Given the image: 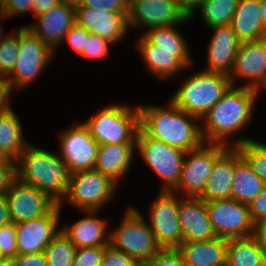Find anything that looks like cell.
<instances>
[{"label": "cell", "mask_w": 266, "mask_h": 266, "mask_svg": "<svg viewBox=\"0 0 266 266\" xmlns=\"http://www.w3.org/2000/svg\"><path fill=\"white\" fill-rule=\"evenodd\" d=\"M138 107L140 129L152 139L184 152L197 149L204 143L200 119L186 113L171 101L167 108L154 105Z\"/></svg>", "instance_id": "cell-1"}, {"label": "cell", "mask_w": 266, "mask_h": 266, "mask_svg": "<svg viewBox=\"0 0 266 266\" xmlns=\"http://www.w3.org/2000/svg\"><path fill=\"white\" fill-rule=\"evenodd\" d=\"M260 92L239 86H231L222 98L200 120L201 134L205 143L231 146L230 136L239 133L251 120ZM229 143V144H228Z\"/></svg>", "instance_id": "cell-2"}, {"label": "cell", "mask_w": 266, "mask_h": 266, "mask_svg": "<svg viewBox=\"0 0 266 266\" xmlns=\"http://www.w3.org/2000/svg\"><path fill=\"white\" fill-rule=\"evenodd\" d=\"M17 179L46 192L58 204L66 196L70 172L59 153L29 144L15 159Z\"/></svg>", "instance_id": "cell-3"}, {"label": "cell", "mask_w": 266, "mask_h": 266, "mask_svg": "<svg viewBox=\"0 0 266 266\" xmlns=\"http://www.w3.org/2000/svg\"><path fill=\"white\" fill-rule=\"evenodd\" d=\"M231 86L228 75L201 70L186 79L170 101L201 120Z\"/></svg>", "instance_id": "cell-4"}, {"label": "cell", "mask_w": 266, "mask_h": 266, "mask_svg": "<svg viewBox=\"0 0 266 266\" xmlns=\"http://www.w3.org/2000/svg\"><path fill=\"white\" fill-rule=\"evenodd\" d=\"M83 123L98 144H136L140 129L139 107L109 105Z\"/></svg>", "instance_id": "cell-5"}, {"label": "cell", "mask_w": 266, "mask_h": 266, "mask_svg": "<svg viewBox=\"0 0 266 266\" xmlns=\"http://www.w3.org/2000/svg\"><path fill=\"white\" fill-rule=\"evenodd\" d=\"M109 233V244L131 256L141 266L162 250L147 220L133 206L127 208L121 223Z\"/></svg>", "instance_id": "cell-6"}, {"label": "cell", "mask_w": 266, "mask_h": 266, "mask_svg": "<svg viewBox=\"0 0 266 266\" xmlns=\"http://www.w3.org/2000/svg\"><path fill=\"white\" fill-rule=\"evenodd\" d=\"M228 147L224 144L204 142L199 148L185 152L181 177L172 192H177L176 194L182 197L199 198L206 188L216 159Z\"/></svg>", "instance_id": "cell-7"}, {"label": "cell", "mask_w": 266, "mask_h": 266, "mask_svg": "<svg viewBox=\"0 0 266 266\" xmlns=\"http://www.w3.org/2000/svg\"><path fill=\"white\" fill-rule=\"evenodd\" d=\"M136 150L143 161L163 180L161 191H172L179 183L185 152L147 136L141 129Z\"/></svg>", "instance_id": "cell-8"}, {"label": "cell", "mask_w": 266, "mask_h": 266, "mask_svg": "<svg viewBox=\"0 0 266 266\" xmlns=\"http://www.w3.org/2000/svg\"><path fill=\"white\" fill-rule=\"evenodd\" d=\"M117 184L109 177L96 170L79 171L70 174L66 196L63 200L81 208L83 211H99L104 204L114 197Z\"/></svg>", "instance_id": "cell-9"}, {"label": "cell", "mask_w": 266, "mask_h": 266, "mask_svg": "<svg viewBox=\"0 0 266 266\" xmlns=\"http://www.w3.org/2000/svg\"><path fill=\"white\" fill-rule=\"evenodd\" d=\"M54 53L55 51L36 37L25 25L21 26L17 61L12 73L7 77L13 90L16 88L19 91L30 86L31 82H34L46 68Z\"/></svg>", "instance_id": "cell-10"}, {"label": "cell", "mask_w": 266, "mask_h": 266, "mask_svg": "<svg viewBox=\"0 0 266 266\" xmlns=\"http://www.w3.org/2000/svg\"><path fill=\"white\" fill-rule=\"evenodd\" d=\"M217 237L232 239L252 236L253 221L248 205L235 199L205 201Z\"/></svg>", "instance_id": "cell-11"}, {"label": "cell", "mask_w": 266, "mask_h": 266, "mask_svg": "<svg viewBox=\"0 0 266 266\" xmlns=\"http://www.w3.org/2000/svg\"><path fill=\"white\" fill-rule=\"evenodd\" d=\"M149 212L150 222L148 225L162 249H177L183 243L178 218V194L172 191H160Z\"/></svg>", "instance_id": "cell-12"}, {"label": "cell", "mask_w": 266, "mask_h": 266, "mask_svg": "<svg viewBox=\"0 0 266 266\" xmlns=\"http://www.w3.org/2000/svg\"><path fill=\"white\" fill-rule=\"evenodd\" d=\"M60 158L70 174L93 170L96 164L99 144L90 135L84 123H75L60 132Z\"/></svg>", "instance_id": "cell-13"}, {"label": "cell", "mask_w": 266, "mask_h": 266, "mask_svg": "<svg viewBox=\"0 0 266 266\" xmlns=\"http://www.w3.org/2000/svg\"><path fill=\"white\" fill-rule=\"evenodd\" d=\"M5 194L15 224L44 216L58 204L46 192L18 179Z\"/></svg>", "instance_id": "cell-14"}, {"label": "cell", "mask_w": 266, "mask_h": 266, "mask_svg": "<svg viewBox=\"0 0 266 266\" xmlns=\"http://www.w3.org/2000/svg\"><path fill=\"white\" fill-rule=\"evenodd\" d=\"M239 77L248 80L243 87L259 92L266 88V38L240 44L228 75L232 86H236L235 80Z\"/></svg>", "instance_id": "cell-15"}, {"label": "cell", "mask_w": 266, "mask_h": 266, "mask_svg": "<svg viewBox=\"0 0 266 266\" xmlns=\"http://www.w3.org/2000/svg\"><path fill=\"white\" fill-rule=\"evenodd\" d=\"M61 210L57 204L44 216L16 224L17 255L44 252L46 246L61 231L58 227Z\"/></svg>", "instance_id": "cell-16"}, {"label": "cell", "mask_w": 266, "mask_h": 266, "mask_svg": "<svg viewBox=\"0 0 266 266\" xmlns=\"http://www.w3.org/2000/svg\"><path fill=\"white\" fill-rule=\"evenodd\" d=\"M189 20L175 0H138L129 5L128 26L139 24L148 30L177 26Z\"/></svg>", "instance_id": "cell-17"}, {"label": "cell", "mask_w": 266, "mask_h": 266, "mask_svg": "<svg viewBox=\"0 0 266 266\" xmlns=\"http://www.w3.org/2000/svg\"><path fill=\"white\" fill-rule=\"evenodd\" d=\"M76 23L89 33L97 34L111 43L121 41L129 29L128 14L75 6Z\"/></svg>", "instance_id": "cell-18"}, {"label": "cell", "mask_w": 266, "mask_h": 266, "mask_svg": "<svg viewBox=\"0 0 266 266\" xmlns=\"http://www.w3.org/2000/svg\"><path fill=\"white\" fill-rule=\"evenodd\" d=\"M35 18L38 19V23L25 27L55 51L57 45L63 43L64 36L76 23L75 5L62 2Z\"/></svg>", "instance_id": "cell-19"}, {"label": "cell", "mask_w": 266, "mask_h": 266, "mask_svg": "<svg viewBox=\"0 0 266 266\" xmlns=\"http://www.w3.org/2000/svg\"><path fill=\"white\" fill-rule=\"evenodd\" d=\"M178 218L183 242L203 241L217 237L209 219L205 201L200 198L180 196Z\"/></svg>", "instance_id": "cell-20"}, {"label": "cell", "mask_w": 266, "mask_h": 266, "mask_svg": "<svg viewBox=\"0 0 266 266\" xmlns=\"http://www.w3.org/2000/svg\"><path fill=\"white\" fill-rule=\"evenodd\" d=\"M210 28L214 35L207 47L208 68L204 70L229 75L241 42L231 24L216 25Z\"/></svg>", "instance_id": "cell-21"}, {"label": "cell", "mask_w": 266, "mask_h": 266, "mask_svg": "<svg viewBox=\"0 0 266 266\" xmlns=\"http://www.w3.org/2000/svg\"><path fill=\"white\" fill-rule=\"evenodd\" d=\"M86 217L74 222L71 226H63L62 232L77 248L106 247L109 245L110 231L108 222L96 216V210L84 211ZM108 232V233H107Z\"/></svg>", "instance_id": "cell-22"}, {"label": "cell", "mask_w": 266, "mask_h": 266, "mask_svg": "<svg viewBox=\"0 0 266 266\" xmlns=\"http://www.w3.org/2000/svg\"><path fill=\"white\" fill-rule=\"evenodd\" d=\"M228 239L214 237L203 241L183 242L177 250L186 266H226Z\"/></svg>", "instance_id": "cell-23"}, {"label": "cell", "mask_w": 266, "mask_h": 266, "mask_svg": "<svg viewBox=\"0 0 266 266\" xmlns=\"http://www.w3.org/2000/svg\"><path fill=\"white\" fill-rule=\"evenodd\" d=\"M135 150L136 144H99L94 170L119 185V181L125 177L131 167Z\"/></svg>", "instance_id": "cell-24"}, {"label": "cell", "mask_w": 266, "mask_h": 266, "mask_svg": "<svg viewBox=\"0 0 266 266\" xmlns=\"http://www.w3.org/2000/svg\"><path fill=\"white\" fill-rule=\"evenodd\" d=\"M235 170V146H229L217 159L203 194L204 201L232 198V181Z\"/></svg>", "instance_id": "cell-25"}, {"label": "cell", "mask_w": 266, "mask_h": 266, "mask_svg": "<svg viewBox=\"0 0 266 266\" xmlns=\"http://www.w3.org/2000/svg\"><path fill=\"white\" fill-rule=\"evenodd\" d=\"M231 26L241 43L266 38L261 19V0H238Z\"/></svg>", "instance_id": "cell-26"}, {"label": "cell", "mask_w": 266, "mask_h": 266, "mask_svg": "<svg viewBox=\"0 0 266 266\" xmlns=\"http://www.w3.org/2000/svg\"><path fill=\"white\" fill-rule=\"evenodd\" d=\"M137 48L141 53L143 62L148 70L157 78L166 80L180 70L188 68L177 56L175 51H166L152 44L144 35H141L137 41Z\"/></svg>", "instance_id": "cell-27"}, {"label": "cell", "mask_w": 266, "mask_h": 266, "mask_svg": "<svg viewBox=\"0 0 266 266\" xmlns=\"http://www.w3.org/2000/svg\"><path fill=\"white\" fill-rule=\"evenodd\" d=\"M266 184L251 170L235 147V170L232 181V199L249 204L264 189Z\"/></svg>", "instance_id": "cell-28"}, {"label": "cell", "mask_w": 266, "mask_h": 266, "mask_svg": "<svg viewBox=\"0 0 266 266\" xmlns=\"http://www.w3.org/2000/svg\"><path fill=\"white\" fill-rule=\"evenodd\" d=\"M226 266H266V250L252 236L228 239Z\"/></svg>", "instance_id": "cell-29"}, {"label": "cell", "mask_w": 266, "mask_h": 266, "mask_svg": "<svg viewBox=\"0 0 266 266\" xmlns=\"http://www.w3.org/2000/svg\"><path fill=\"white\" fill-rule=\"evenodd\" d=\"M177 26H161L148 29L144 32V36L154 45L160 47L162 50L175 51L177 56L187 67H191L192 57L190 56V49L183 38L180 31L176 30Z\"/></svg>", "instance_id": "cell-30"}, {"label": "cell", "mask_w": 266, "mask_h": 266, "mask_svg": "<svg viewBox=\"0 0 266 266\" xmlns=\"http://www.w3.org/2000/svg\"><path fill=\"white\" fill-rule=\"evenodd\" d=\"M21 122L13 109L0 113V146L16 159L29 145L23 139Z\"/></svg>", "instance_id": "cell-31"}, {"label": "cell", "mask_w": 266, "mask_h": 266, "mask_svg": "<svg viewBox=\"0 0 266 266\" xmlns=\"http://www.w3.org/2000/svg\"><path fill=\"white\" fill-rule=\"evenodd\" d=\"M251 170L266 184V144L247 137L232 141Z\"/></svg>", "instance_id": "cell-32"}, {"label": "cell", "mask_w": 266, "mask_h": 266, "mask_svg": "<svg viewBox=\"0 0 266 266\" xmlns=\"http://www.w3.org/2000/svg\"><path fill=\"white\" fill-rule=\"evenodd\" d=\"M238 0H203L197 7L201 9L204 23L210 28L231 24Z\"/></svg>", "instance_id": "cell-33"}, {"label": "cell", "mask_w": 266, "mask_h": 266, "mask_svg": "<svg viewBox=\"0 0 266 266\" xmlns=\"http://www.w3.org/2000/svg\"><path fill=\"white\" fill-rule=\"evenodd\" d=\"M76 250L61 230L44 249L47 266H73Z\"/></svg>", "instance_id": "cell-34"}, {"label": "cell", "mask_w": 266, "mask_h": 266, "mask_svg": "<svg viewBox=\"0 0 266 266\" xmlns=\"http://www.w3.org/2000/svg\"><path fill=\"white\" fill-rule=\"evenodd\" d=\"M19 53V30H14L0 44V76L8 77Z\"/></svg>", "instance_id": "cell-35"}, {"label": "cell", "mask_w": 266, "mask_h": 266, "mask_svg": "<svg viewBox=\"0 0 266 266\" xmlns=\"http://www.w3.org/2000/svg\"><path fill=\"white\" fill-rule=\"evenodd\" d=\"M37 9V0H4L0 4V20L12 18L18 14L34 12Z\"/></svg>", "instance_id": "cell-36"}, {"label": "cell", "mask_w": 266, "mask_h": 266, "mask_svg": "<svg viewBox=\"0 0 266 266\" xmlns=\"http://www.w3.org/2000/svg\"><path fill=\"white\" fill-rule=\"evenodd\" d=\"M0 251L8 259L17 255L16 224L12 221L0 227Z\"/></svg>", "instance_id": "cell-37"}, {"label": "cell", "mask_w": 266, "mask_h": 266, "mask_svg": "<svg viewBox=\"0 0 266 266\" xmlns=\"http://www.w3.org/2000/svg\"><path fill=\"white\" fill-rule=\"evenodd\" d=\"M109 45H113V43L97 34L90 33L86 49L80 55L90 59L105 58L110 52Z\"/></svg>", "instance_id": "cell-38"}, {"label": "cell", "mask_w": 266, "mask_h": 266, "mask_svg": "<svg viewBox=\"0 0 266 266\" xmlns=\"http://www.w3.org/2000/svg\"><path fill=\"white\" fill-rule=\"evenodd\" d=\"M105 247L77 248L73 266H101Z\"/></svg>", "instance_id": "cell-39"}, {"label": "cell", "mask_w": 266, "mask_h": 266, "mask_svg": "<svg viewBox=\"0 0 266 266\" xmlns=\"http://www.w3.org/2000/svg\"><path fill=\"white\" fill-rule=\"evenodd\" d=\"M101 266H141L131 256L113 248L110 244L105 247Z\"/></svg>", "instance_id": "cell-40"}, {"label": "cell", "mask_w": 266, "mask_h": 266, "mask_svg": "<svg viewBox=\"0 0 266 266\" xmlns=\"http://www.w3.org/2000/svg\"><path fill=\"white\" fill-rule=\"evenodd\" d=\"M75 6H88L94 9L113 11L122 14L129 13L126 0H80Z\"/></svg>", "instance_id": "cell-41"}, {"label": "cell", "mask_w": 266, "mask_h": 266, "mask_svg": "<svg viewBox=\"0 0 266 266\" xmlns=\"http://www.w3.org/2000/svg\"><path fill=\"white\" fill-rule=\"evenodd\" d=\"M144 266H186L177 249H162Z\"/></svg>", "instance_id": "cell-42"}, {"label": "cell", "mask_w": 266, "mask_h": 266, "mask_svg": "<svg viewBox=\"0 0 266 266\" xmlns=\"http://www.w3.org/2000/svg\"><path fill=\"white\" fill-rule=\"evenodd\" d=\"M90 33L80 26L79 24L75 23L64 36L63 41L66 39L69 46L72 47L79 55L86 49L87 39H89Z\"/></svg>", "instance_id": "cell-43"}, {"label": "cell", "mask_w": 266, "mask_h": 266, "mask_svg": "<svg viewBox=\"0 0 266 266\" xmlns=\"http://www.w3.org/2000/svg\"><path fill=\"white\" fill-rule=\"evenodd\" d=\"M15 162L7 161L0 163V194L6 193L17 180V164Z\"/></svg>", "instance_id": "cell-44"}, {"label": "cell", "mask_w": 266, "mask_h": 266, "mask_svg": "<svg viewBox=\"0 0 266 266\" xmlns=\"http://www.w3.org/2000/svg\"><path fill=\"white\" fill-rule=\"evenodd\" d=\"M248 210L253 223L266 218V186L249 204Z\"/></svg>", "instance_id": "cell-45"}, {"label": "cell", "mask_w": 266, "mask_h": 266, "mask_svg": "<svg viewBox=\"0 0 266 266\" xmlns=\"http://www.w3.org/2000/svg\"><path fill=\"white\" fill-rule=\"evenodd\" d=\"M11 261L13 266H47L44 252L16 255Z\"/></svg>", "instance_id": "cell-46"}, {"label": "cell", "mask_w": 266, "mask_h": 266, "mask_svg": "<svg viewBox=\"0 0 266 266\" xmlns=\"http://www.w3.org/2000/svg\"><path fill=\"white\" fill-rule=\"evenodd\" d=\"M12 89V85L7 80V77L0 76V113L11 109V104L9 102L11 101Z\"/></svg>", "instance_id": "cell-47"}, {"label": "cell", "mask_w": 266, "mask_h": 266, "mask_svg": "<svg viewBox=\"0 0 266 266\" xmlns=\"http://www.w3.org/2000/svg\"><path fill=\"white\" fill-rule=\"evenodd\" d=\"M252 237L266 250V218L254 223Z\"/></svg>", "instance_id": "cell-48"}, {"label": "cell", "mask_w": 266, "mask_h": 266, "mask_svg": "<svg viewBox=\"0 0 266 266\" xmlns=\"http://www.w3.org/2000/svg\"><path fill=\"white\" fill-rule=\"evenodd\" d=\"M178 4L179 7L187 14L189 19H193L195 16L194 12L195 9H197L198 5L203 1V0H175Z\"/></svg>", "instance_id": "cell-49"}, {"label": "cell", "mask_w": 266, "mask_h": 266, "mask_svg": "<svg viewBox=\"0 0 266 266\" xmlns=\"http://www.w3.org/2000/svg\"><path fill=\"white\" fill-rule=\"evenodd\" d=\"M61 0H37V9L32 13L35 16L48 12L58 6Z\"/></svg>", "instance_id": "cell-50"}, {"label": "cell", "mask_w": 266, "mask_h": 266, "mask_svg": "<svg viewBox=\"0 0 266 266\" xmlns=\"http://www.w3.org/2000/svg\"><path fill=\"white\" fill-rule=\"evenodd\" d=\"M11 222L6 194H0V227Z\"/></svg>", "instance_id": "cell-51"}, {"label": "cell", "mask_w": 266, "mask_h": 266, "mask_svg": "<svg viewBox=\"0 0 266 266\" xmlns=\"http://www.w3.org/2000/svg\"><path fill=\"white\" fill-rule=\"evenodd\" d=\"M261 19L263 28L266 32V0H261Z\"/></svg>", "instance_id": "cell-52"}, {"label": "cell", "mask_w": 266, "mask_h": 266, "mask_svg": "<svg viewBox=\"0 0 266 266\" xmlns=\"http://www.w3.org/2000/svg\"><path fill=\"white\" fill-rule=\"evenodd\" d=\"M7 161H15V159H12L0 146V163Z\"/></svg>", "instance_id": "cell-53"}, {"label": "cell", "mask_w": 266, "mask_h": 266, "mask_svg": "<svg viewBox=\"0 0 266 266\" xmlns=\"http://www.w3.org/2000/svg\"><path fill=\"white\" fill-rule=\"evenodd\" d=\"M0 266H13L11 259L5 258L0 261Z\"/></svg>", "instance_id": "cell-54"}, {"label": "cell", "mask_w": 266, "mask_h": 266, "mask_svg": "<svg viewBox=\"0 0 266 266\" xmlns=\"http://www.w3.org/2000/svg\"><path fill=\"white\" fill-rule=\"evenodd\" d=\"M80 0H61V2L63 3H69L72 5H77L79 3Z\"/></svg>", "instance_id": "cell-55"}, {"label": "cell", "mask_w": 266, "mask_h": 266, "mask_svg": "<svg viewBox=\"0 0 266 266\" xmlns=\"http://www.w3.org/2000/svg\"><path fill=\"white\" fill-rule=\"evenodd\" d=\"M1 26V25H0ZM9 34L6 33V35L3 36V30L2 27H0V44L3 42V40L8 36Z\"/></svg>", "instance_id": "cell-56"}, {"label": "cell", "mask_w": 266, "mask_h": 266, "mask_svg": "<svg viewBox=\"0 0 266 266\" xmlns=\"http://www.w3.org/2000/svg\"><path fill=\"white\" fill-rule=\"evenodd\" d=\"M135 1H138V0H126V2H127L128 5L132 4Z\"/></svg>", "instance_id": "cell-57"}, {"label": "cell", "mask_w": 266, "mask_h": 266, "mask_svg": "<svg viewBox=\"0 0 266 266\" xmlns=\"http://www.w3.org/2000/svg\"><path fill=\"white\" fill-rule=\"evenodd\" d=\"M4 258V256L2 255L1 251H0V261H2Z\"/></svg>", "instance_id": "cell-58"}]
</instances>
